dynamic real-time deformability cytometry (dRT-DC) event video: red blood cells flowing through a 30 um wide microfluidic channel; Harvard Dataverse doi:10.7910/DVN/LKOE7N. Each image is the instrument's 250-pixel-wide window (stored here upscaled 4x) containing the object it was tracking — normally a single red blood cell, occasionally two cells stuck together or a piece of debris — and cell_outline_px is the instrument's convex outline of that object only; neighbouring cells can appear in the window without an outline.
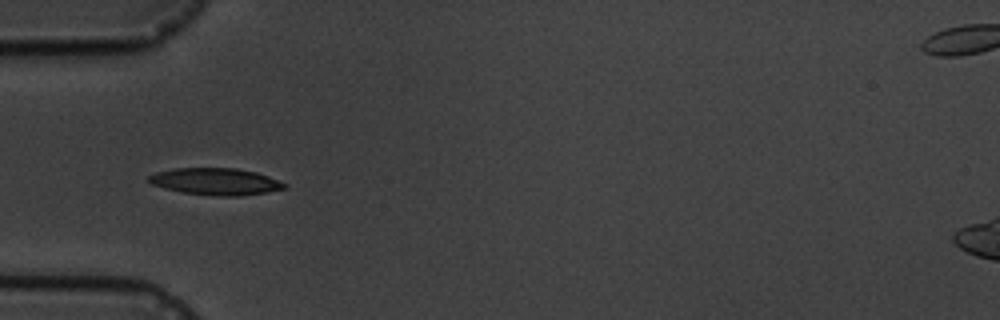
{"species": "common noctule bat (a hibernating species)", "species_latin": "Nyctalus noctula", "temperature_condition": "cold", "stored_images_in_passage": 10, "camera_frame_rate_fps": 3000, "um_per_image_px": 0.085, "animal": {"sex": "male", "body_mass_g": 19.5, "forearm_length_mm": 54.6}, "frame": {"image": 1, "passage_image": 4, "time_ms": 3.333, "image_size_px": [1000, 320], "cell_outline_px": [[288, 188], [268, 192], [240, 196], [220, 196], [184, 192], [164, 188], [152, 184], [148, 180], [148, 176], [156, 172], [172, 168], [236, 168], [256, 172], [268, 176], [288, 184]], "centroid_in_image_um": [18.37, 15.42], "position_along_channel_um": 66.6, "area_um2": 21.27}}
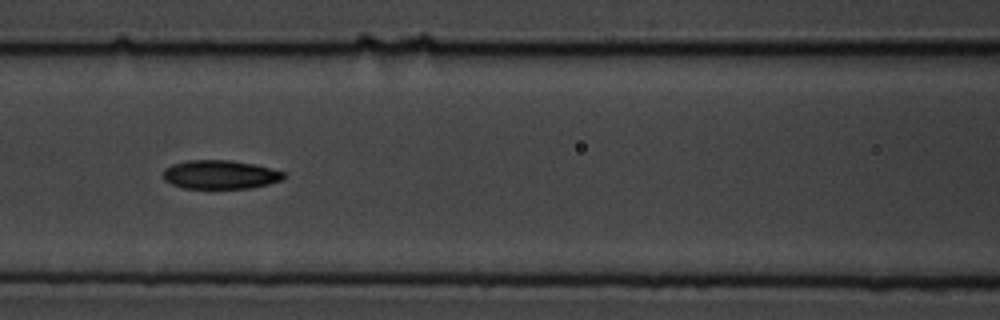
{"frame": {"image": 2, "passage_image": 6, "time_ms": 5.667, "image_size_px": [1000, 320], "cell_outline_px": [[284, 180], [252, 188], [184, 188], [172, 184], [164, 180], [164, 168], [172, 164], [188, 160], [228, 160], [256, 164], [272, 168], [284, 172]], "centroid_in_image_um": [18.74, 14.83], "position_along_channel_um": 147.9, "area_um2": 20.29}}
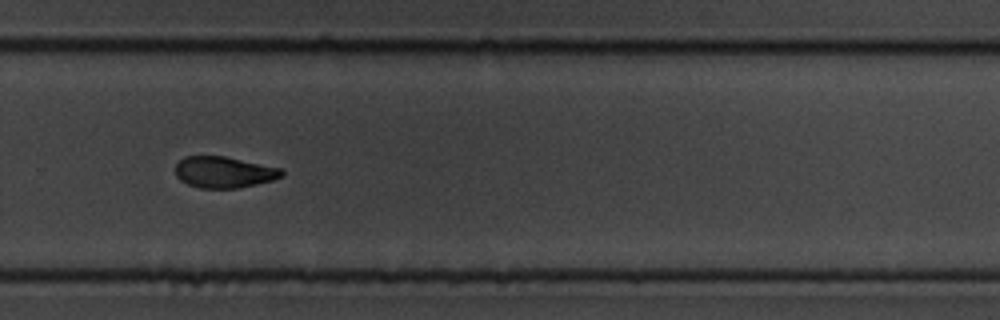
{"frame": {"image": 3, "passage_image": 10, "time_ms": 10.333, "image_size_px": [1000, 320], "cell_outline_px": [[284, 176], [272, 180], [256, 184], [236, 188], [200, 188], [188, 184], [180, 180], [176, 176], [176, 164], [184, 156], [224, 156], [280, 168], [284, 172]], "centroid_in_image_um": [19.02, 14.63], "position_along_channel_um": 310.8, "area_um2": 19.25}}